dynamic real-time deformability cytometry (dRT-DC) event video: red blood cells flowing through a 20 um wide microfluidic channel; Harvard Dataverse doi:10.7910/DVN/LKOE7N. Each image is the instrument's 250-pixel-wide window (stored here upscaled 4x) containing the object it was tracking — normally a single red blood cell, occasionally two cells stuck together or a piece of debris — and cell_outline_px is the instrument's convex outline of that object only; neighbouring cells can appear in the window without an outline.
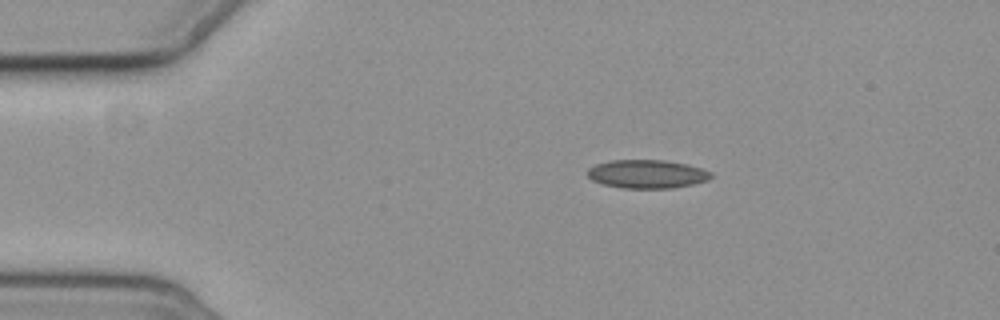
{"species": "common noctule bat (a hibernating species)", "species_latin": "Nyctalus noctula", "temperature_condition": "cold", "stored_images_in_passage": 6, "camera_frame_rate_fps": 3000, "um_per_image_px": 0.085, "animal": {"sex": "female", "body_mass_g": 19.3, "forearm_length_mm": 54.1}, "frame": {"image": 1, "passage_image": 1, "time_ms": 0.0, "image_size_px": [1000, 320], "cell_outline_px": [[712, 176], [708, 180], [692, 184], [672, 188], [624, 188], [604, 184], [592, 180], [588, 176], [588, 168], [596, 164], [612, 160], [664, 160], [688, 164], [712, 172]], "centroid_in_image_um": [55.01, 14.79], "position_along_channel_um": 30.0, "area_um2": 20.4}}
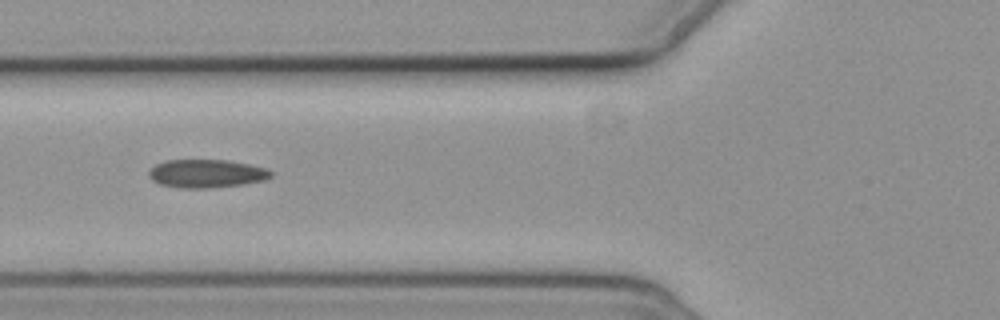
{"frame": {"image": 2, "passage_image": 4, "time_ms": 3.667, "image_size_px": [1000, 320], "cell_outline_px": [[272, 176], [264, 180], [244, 184], [212, 188], [180, 188], [160, 184], [152, 180], [148, 176], [148, 172], [156, 164], [168, 160], [228, 160], [248, 164], [264, 168], [272, 172]], "centroid_in_image_um": [17.54, 14.76], "position_along_channel_um": 108.3, "area_um2": 20.06}}
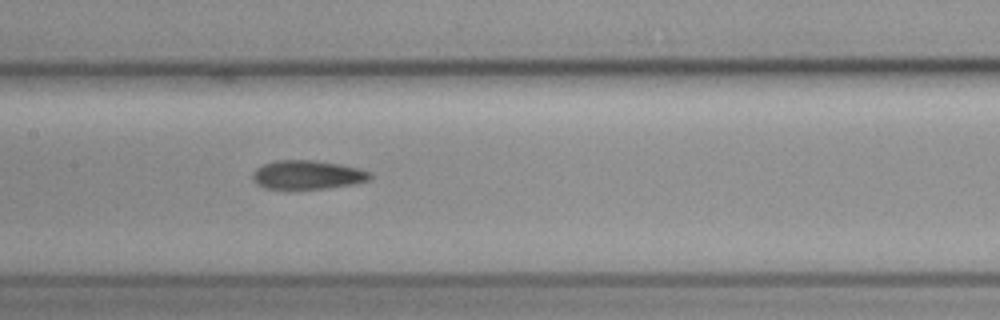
{"frame": {"image": 3, "passage_image": 6, "time_ms": 5.667, "image_size_px": [1000, 320], "cell_outline_px": [[372, 176], [368, 180], [352, 184], [324, 188], [264, 188], [256, 184], [252, 180], [252, 172], [256, 168], [264, 164], [276, 160], [312, 160], [340, 164], [360, 168], [372, 172]], "centroid_in_image_um": [26.12, 14.84], "position_along_channel_um": 181.3, "area_um2": 19.65}}